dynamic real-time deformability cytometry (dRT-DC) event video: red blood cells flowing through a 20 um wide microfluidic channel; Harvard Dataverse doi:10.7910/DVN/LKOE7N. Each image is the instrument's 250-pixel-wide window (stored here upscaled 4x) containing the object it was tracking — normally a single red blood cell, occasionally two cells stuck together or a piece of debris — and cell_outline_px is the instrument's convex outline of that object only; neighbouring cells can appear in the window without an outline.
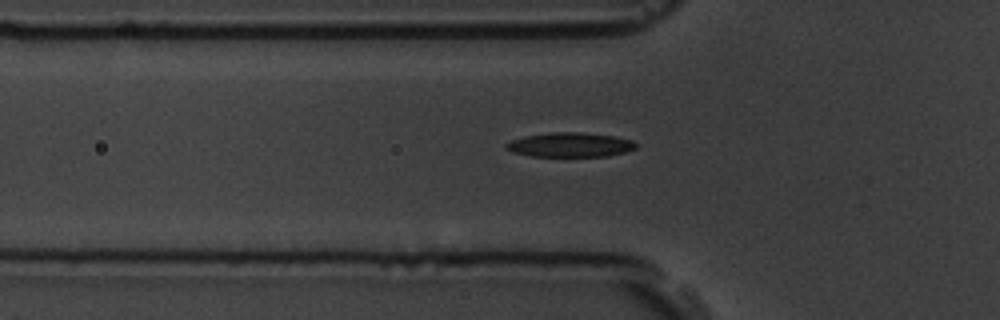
{"species": "common noctule bat (a hibernating species)", "species_latin": "Nyctalus noctula", "temperature_condition": "room temperature", "stored_images_in_passage": 37, "camera_frame_rate_fps": 3000, "um_per_image_px": 0.085, "animal": {"sex": "male", "body_mass_g": 19.5, "forearm_length_mm": 54.6}, "frame": {"image": 1, "passage_image": 3, "time_ms": 0.667, "image_size_px": [1000, 320], "cell_outline_px": [[636, 148], [624, 152], [608, 156], [532, 156], [512, 152], [504, 148], [504, 144], [512, 140], [524, 136], [548, 132], [580, 132], [616, 136], [632, 140], [636, 144]], "centroid_in_image_um": [48.43, 12.3], "position_along_channel_um": 77.4, "area_um2": 18.55}}
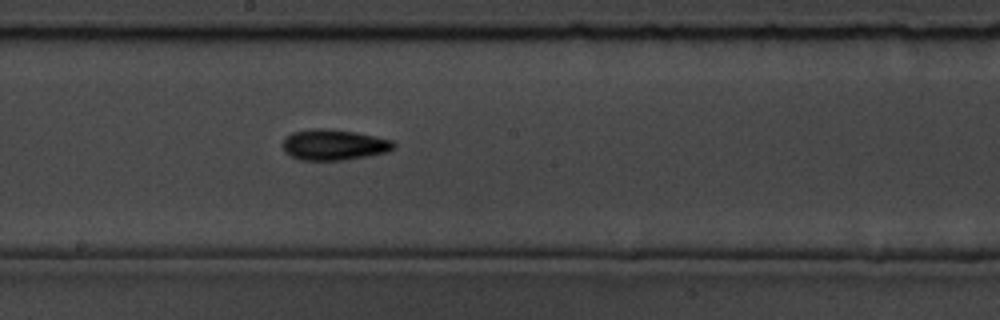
{"frame": {"image": 2, "passage_image": 15, "time_ms": 4.667, "image_size_px": [1000, 320], "cell_outline_px": [[396, 148], [388, 152], [368, 156], [340, 160], [300, 160], [292, 156], [284, 148], [284, 136], [292, 132], [316, 128], [324, 128], [352, 132], [376, 136], [392, 140], [396, 144]], "centroid_in_image_um": [28.42, 12.3], "position_along_channel_um": 219.8, "area_um2": 19.77}}
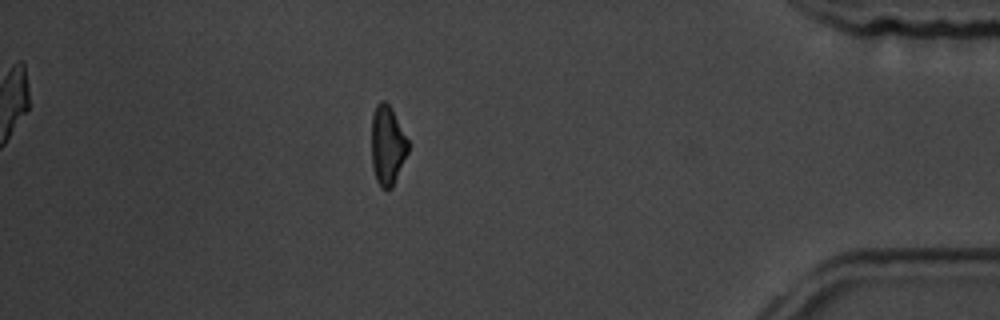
{"frame": {"image": 3, "passage_image": 34, "time_ms": 11.0, "image_size_px": [1000, 320], "cell_outline_px": [[408, 152], [392, 188], [388, 192], [380, 188], [376, 180], [372, 168], [372, 116], [376, 104], [380, 100], [384, 100], [392, 108], [408, 140]], "centroid_in_image_um": [32.92, 12.38], "position_along_channel_um": 402.3, "area_um2": 17.11}}